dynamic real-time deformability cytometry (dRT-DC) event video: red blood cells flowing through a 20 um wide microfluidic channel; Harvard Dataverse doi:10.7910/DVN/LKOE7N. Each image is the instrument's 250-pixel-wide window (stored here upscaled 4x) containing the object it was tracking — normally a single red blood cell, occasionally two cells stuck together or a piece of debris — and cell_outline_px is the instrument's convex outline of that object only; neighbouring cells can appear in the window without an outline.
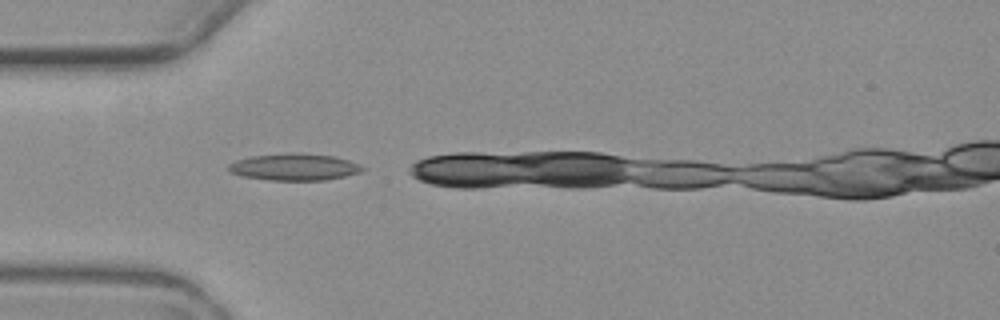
{"species": "common noctule bat (a hibernating species)", "species_latin": "Nyctalus noctula", "temperature_condition": "warm", "stored_images_in_passage": 2, "camera_frame_rate_fps": 3000, "um_per_image_px": 0.085, "animal": {"sex": "female", "body_mass_g": 19.3, "forearm_length_mm": 54.1}, "frame": {"image": 1, "passage_image": 1, "time_ms": 0.0, "image_size_px": [1000, 320], "cell_outline_px": [[368, 168], [360, 172], [344, 176], [324, 180], [268, 180], [244, 176], [228, 172], [228, 164], [236, 160], [252, 156], [332, 156], [348, 160], [360, 164]], "centroid_in_image_um": [25.03, 14.25], "position_along_channel_um": 60.0, "area_um2": 19.77}}